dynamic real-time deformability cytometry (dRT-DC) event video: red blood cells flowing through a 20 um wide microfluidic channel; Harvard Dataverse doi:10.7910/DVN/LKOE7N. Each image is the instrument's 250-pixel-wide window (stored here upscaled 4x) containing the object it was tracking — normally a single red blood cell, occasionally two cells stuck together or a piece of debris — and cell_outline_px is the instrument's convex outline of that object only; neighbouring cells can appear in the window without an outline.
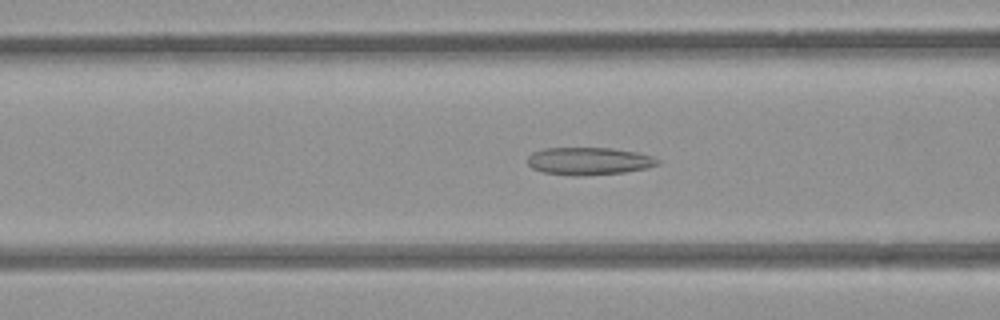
{"species": "common noctule bat (a hibernating species)", "species_latin": "Nyctalus noctula", "temperature_condition": "room temperature", "stored_images_in_passage": 43, "camera_frame_rate_fps": 3000, "um_per_image_px": 0.085, "animal": {"sex": "female", "body_mass_g": 21.9}, "frame": {"image": 1, "passage_image": 11, "time_ms": 3.333, "image_size_px": [1000, 320], "cell_outline_px": [[660, 164], [648, 168], [624, 172], [580, 176], [576, 176], [544, 172], [532, 168], [528, 164], [528, 156], [532, 152], [544, 148], [612, 148], [636, 152], [652, 156], [660, 160]], "centroid_in_image_um": [50.07, 13.69], "position_along_channel_um": 116.5, "area_um2": 20.92}}
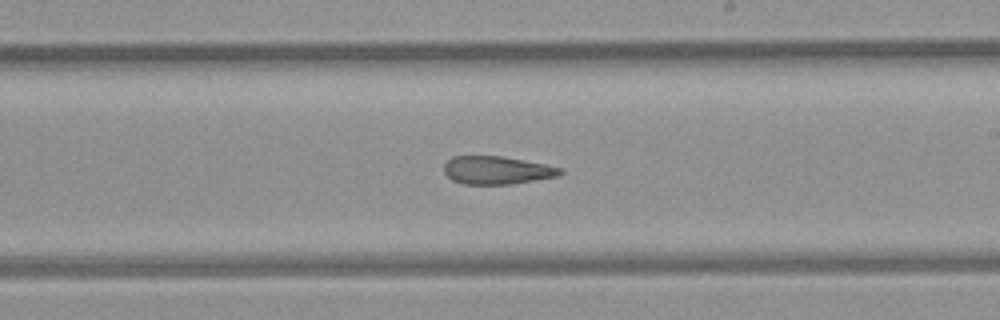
{"frame": {"image": 2, "passage_image": 21, "time_ms": 6.667, "image_size_px": [1000, 320], "cell_outline_px": [[564, 172], [560, 176], [512, 184], [464, 184], [452, 180], [444, 172], [444, 164], [452, 156], [500, 156], [544, 164], [564, 168]], "centroid_in_image_um": [42.26, 14.47], "position_along_channel_um": 246.7, "area_um2": 19.02}}
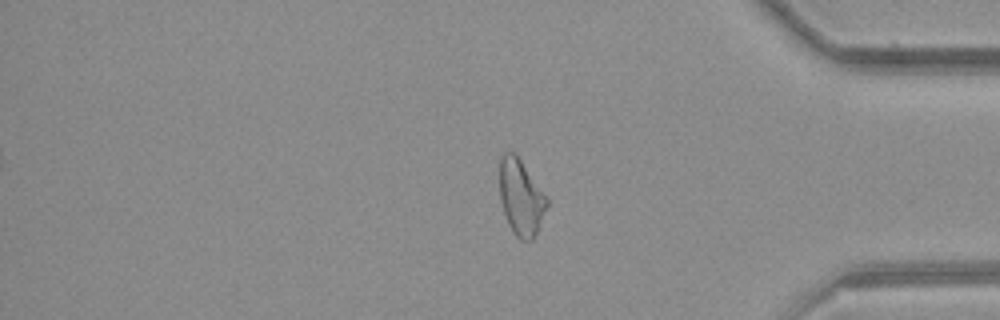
{"frame": {"image": 3, "passage_image": 34, "time_ms": 11.0, "image_size_px": [1000, 320], "cell_outline_px": [[548, 204], [536, 232], [532, 240], [520, 240], [512, 232], [508, 224], [500, 200], [500, 156], [504, 152], [512, 152], [520, 160], [548, 200]], "centroid_in_image_um": [44.25, 16.8], "position_along_channel_um": 391.0, "area_um2": 20.35}, "authors_computed_cell_mechanics": {"area_um2": 20.9236, "velocity_mm_per_s": 3.9027, "shape_relaxation_time_tau1_ms": null, "shape_relaxation_time_tau2_ms": 4.6851, "deformation_change_tau1": null, "deformation_change_tau2": 0.1453}}